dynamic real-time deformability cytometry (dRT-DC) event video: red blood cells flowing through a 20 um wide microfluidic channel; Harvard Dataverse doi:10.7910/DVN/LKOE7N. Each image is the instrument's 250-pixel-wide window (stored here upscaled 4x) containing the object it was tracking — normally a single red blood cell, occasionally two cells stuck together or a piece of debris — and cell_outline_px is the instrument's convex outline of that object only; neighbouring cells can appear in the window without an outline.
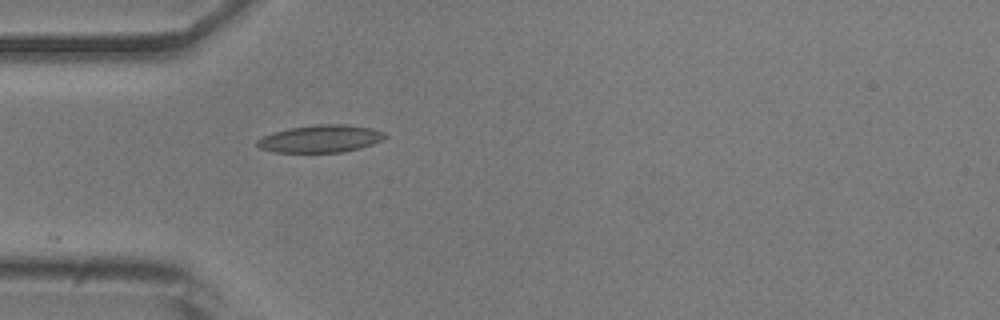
{"species": "common noctule bat (a hibernating species)", "species_latin": "Nyctalus noctula", "temperature_condition": "room temperature", "stored_images_in_passage": 5, "camera_frame_rate_fps": 3000, "um_per_image_px": 0.085, "animal": {"sex": "male", "body_mass_g": 20.5, "forearm_length_mm": 52.5}, "frame": {"image": 1, "passage_image": 5, "time_ms": 4.333, "image_size_px": [1000, 320], "cell_outline_px": [[388, 136], [372, 144], [360, 148], [344, 152], [276, 152], [260, 148], [256, 144], [256, 140], [260, 136], [272, 132], [288, 128], [316, 124], [344, 124], [372, 128], [384, 132]], "centroid_in_image_um": [27.21, 11.78], "position_along_channel_um": 57.8, "area_um2": 20.58}}